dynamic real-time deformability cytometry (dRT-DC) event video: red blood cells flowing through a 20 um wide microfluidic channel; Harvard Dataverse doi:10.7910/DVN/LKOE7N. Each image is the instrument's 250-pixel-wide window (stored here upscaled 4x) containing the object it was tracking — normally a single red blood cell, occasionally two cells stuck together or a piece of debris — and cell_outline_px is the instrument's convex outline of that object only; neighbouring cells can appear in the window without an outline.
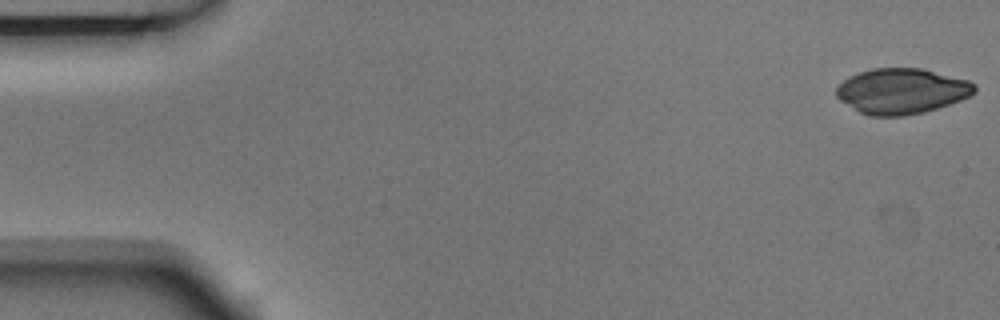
{"species": "Egyptian fruit bat (a non-hibernating species)", "species_latin": "Rousettus aegyptiacus", "temperature_condition": "room temperature", "stored_images_in_passage": 6, "segment_of_instrument_passage": [1, 2], "camera_frame_rate_fps": 3000, "um_per_image_px": 0.085, "animal": {"sex": "male"}, "frame": {"image": 1, "passage_image": 1, "time_ms": 0.0, "image_size_px": [1000, 320], "cell_outline_px": [[976, 92], [960, 100], [924, 112], [904, 116], [868, 116], [860, 112], [840, 100], [836, 96], [836, 88], [844, 80], [860, 72], [872, 68], [920, 68], [968, 80], [976, 84]], "centroid_in_image_um": [76.65, 7.75], "position_along_channel_um": 8.4, "area_um2": 36.36}}